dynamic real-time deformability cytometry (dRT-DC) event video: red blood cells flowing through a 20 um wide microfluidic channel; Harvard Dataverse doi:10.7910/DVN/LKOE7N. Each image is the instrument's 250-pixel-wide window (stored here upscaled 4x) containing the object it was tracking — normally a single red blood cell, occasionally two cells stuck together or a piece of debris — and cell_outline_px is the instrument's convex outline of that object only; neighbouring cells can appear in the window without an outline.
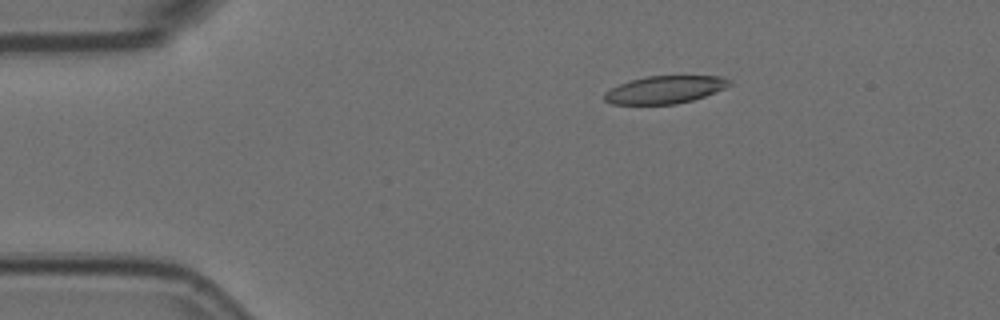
{"species": "Egyptian fruit bat (a non-hibernating species)", "species_latin": "Rousettus aegyptiacus", "temperature_condition": "room temperature", "stored_images_in_passage": 5, "camera_frame_rate_fps": 3000, "um_per_image_px": 0.085, "animal": {"sex": "female"}, "frame": {"image": 1, "passage_image": 2, "time_ms": 0.333, "image_size_px": [1000, 320], "cell_outline_px": [[732, 84], [724, 88], [704, 96], [692, 100], [676, 104], [612, 104], [604, 100], [604, 92], [620, 84], [632, 80], [648, 76], [720, 76], [732, 80]], "centroid_in_image_um": [56.53, 7.62], "position_along_channel_um": 28.5, "area_um2": 19.94}}
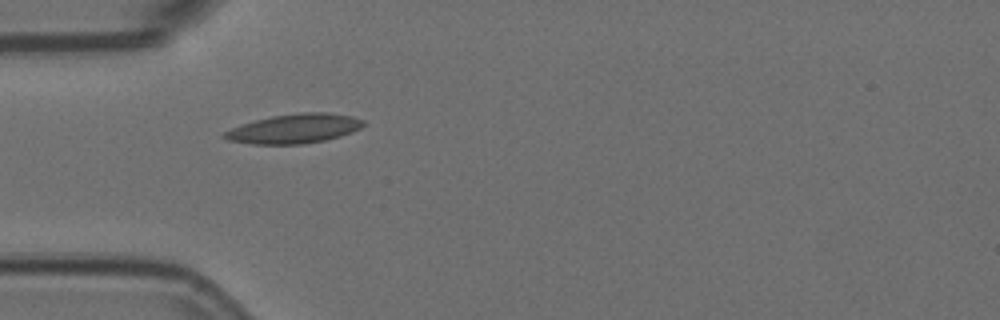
{"frame": {"image": 2, "passage_image": 4, "time_ms": 1.0, "image_size_px": [1000, 320], "cell_outline_px": [[364, 124], [360, 128], [352, 132], [340, 136], [324, 140], [304, 144], [252, 144], [228, 140], [220, 136], [224, 132], [232, 128], [256, 120], [272, 116], [300, 112], [328, 112], [352, 116], [364, 120]], "centroid_in_image_um": [25.03, 10.93], "position_along_channel_um": 60.0, "area_um2": 23.7}}
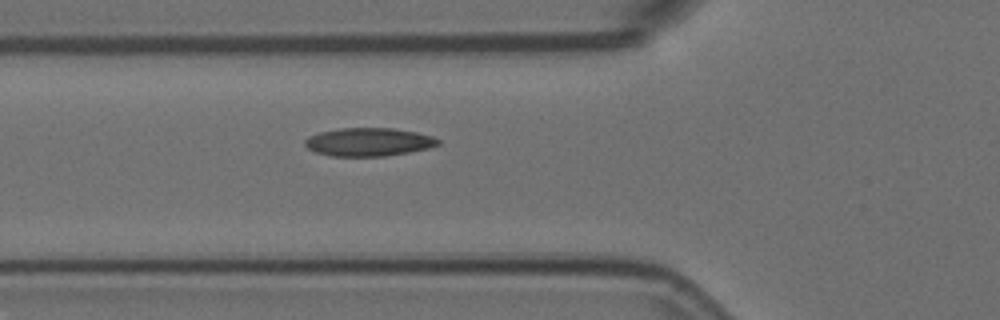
{"frame": {"image": 3, "passage_image": 5, "time_ms": 1.333, "image_size_px": [1000, 320], "cell_outline_px": [[440, 144], [428, 148], [408, 152], [384, 156], [332, 156], [316, 152], [308, 148], [304, 144], [304, 140], [308, 136], [320, 132], [340, 128], [392, 128], [416, 132], [432, 136], [440, 140]], "centroid_in_image_um": [31.32, 12.06], "position_along_channel_um": 94.5, "area_um2": 21.85}}